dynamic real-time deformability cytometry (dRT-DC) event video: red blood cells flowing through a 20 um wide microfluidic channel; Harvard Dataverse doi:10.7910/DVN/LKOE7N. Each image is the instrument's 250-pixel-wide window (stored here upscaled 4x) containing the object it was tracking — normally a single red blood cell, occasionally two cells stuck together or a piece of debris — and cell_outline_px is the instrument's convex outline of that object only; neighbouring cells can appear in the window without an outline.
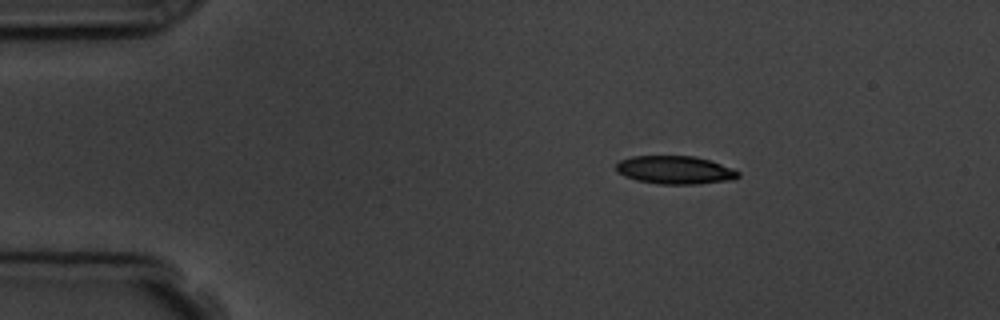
{"species": "common noctule bat (a hibernating species)", "species_latin": "Nyctalus noctula", "temperature_condition": "room temperature", "stored_images_in_passage": 4, "camera_frame_rate_fps": 3000, "um_per_image_px": 0.085, "animal": {"sex": "male", "body_mass_g": 19.5, "forearm_length_mm": 54.6}, "frame": {"image": 1, "passage_image": 2, "time_ms": 1.333, "image_size_px": [1000, 320], "cell_outline_px": [[740, 176], [736, 180], [696, 184], [660, 184], [636, 180], [624, 176], [616, 172], [616, 164], [620, 160], [632, 156], [696, 156], [712, 160], [740, 172]], "centroid_in_image_um": [57.4, 14.45], "position_along_channel_um": 27.6, "area_um2": 20.29}}
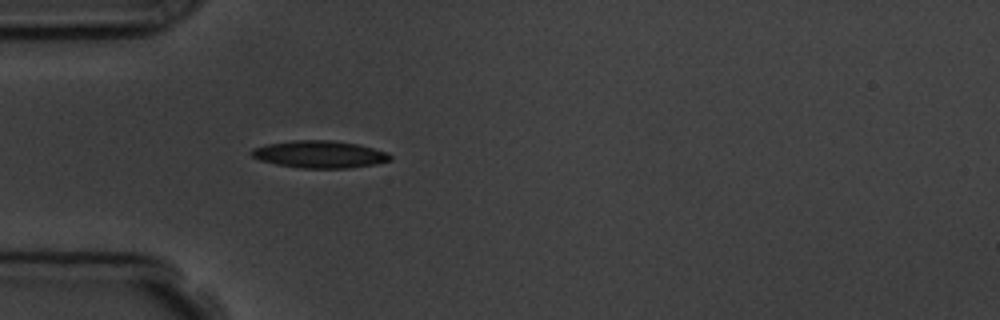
{"frame": {"image": 2, "passage_image": 4, "time_ms": 3.667, "image_size_px": [1000, 320], "cell_outline_px": [[392, 160], [376, 164], [348, 168], [304, 168], [276, 164], [260, 160], [252, 156], [248, 152], [252, 148], [268, 144], [292, 140], [332, 140], [356, 144], [388, 152], [392, 156]], "centroid_in_image_um": [27.16, 13.11], "position_along_channel_um": 57.8, "area_um2": 22.02}}